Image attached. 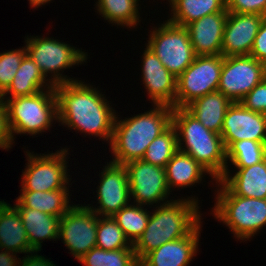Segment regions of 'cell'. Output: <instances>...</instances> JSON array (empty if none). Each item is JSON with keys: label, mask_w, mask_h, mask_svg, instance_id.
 I'll return each mask as SVG.
<instances>
[{"label": "cell", "mask_w": 266, "mask_h": 266, "mask_svg": "<svg viewBox=\"0 0 266 266\" xmlns=\"http://www.w3.org/2000/svg\"><path fill=\"white\" fill-rule=\"evenodd\" d=\"M96 247L102 250L133 248L112 216H99L96 231Z\"/></svg>", "instance_id": "33"}, {"label": "cell", "mask_w": 266, "mask_h": 266, "mask_svg": "<svg viewBox=\"0 0 266 266\" xmlns=\"http://www.w3.org/2000/svg\"><path fill=\"white\" fill-rule=\"evenodd\" d=\"M266 158V144L253 140L234 142L227 149V161L235 168L249 167Z\"/></svg>", "instance_id": "32"}, {"label": "cell", "mask_w": 266, "mask_h": 266, "mask_svg": "<svg viewBox=\"0 0 266 266\" xmlns=\"http://www.w3.org/2000/svg\"><path fill=\"white\" fill-rule=\"evenodd\" d=\"M0 266H19L21 259L18 257L17 253L0 250Z\"/></svg>", "instance_id": "40"}, {"label": "cell", "mask_w": 266, "mask_h": 266, "mask_svg": "<svg viewBox=\"0 0 266 266\" xmlns=\"http://www.w3.org/2000/svg\"><path fill=\"white\" fill-rule=\"evenodd\" d=\"M216 184V203L211 214L238 240L247 241L257 235L266 226V199L236 196L220 180Z\"/></svg>", "instance_id": "5"}, {"label": "cell", "mask_w": 266, "mask_h": 266, "mask_svg": "<svg viewBox=\"0 0 266 266\" xmlns=\"http://www.w3.org/2000/svg\"><path fill=\"white\" fill-rule=\"evenodd\" d=\"M53 87L54 86L51 84L49 79H46L40 71L39 66L29 55L26 54L11 85L3 93L2 99H12L18 96H30ZM7 94L11 95L8 96Z\"/></svg>", "instance_id": "24"}, {"label": "cell", "mask_w": 266, "mask_h": 266, "mask_svg": "<svg viewBox=\"0 0 266 266\" xmlns=\"http://www.w3.org/2000/svg\"><path fill=\"white\" fill-rule=\"evenodd\" d=\"M240 103L248 110L266 115V82L262 80Z\"/></svg>", "instance_id": "35"}, {"label": "cell", "mask_w": 266, "mask_h": 266, "mask_svg": "<svg viewBox=\"0 0 266 266\" xmlns=\"http://www.w3.org/2000/svg\"><path fill=\"white\" fill-rule=\"evenodd\" d=\"M104 166L99 173L100 185L96 188L97 204L100 206H86L99 216H113L131 201L128 172L124 164L110 161Z\"/></svg>", "instance_id": "14"}, {"label": "cell", "mask_w": 266, "mask_h": 266, "mask_svg": "<svg viewBox=\"0 0 266 266\" xmlns=\"http://www.w3.org/2000/svg\"><path fill=\"white\" fill-rule=\"evenodd\" d=\"M228 11L216 12L197 19L185 27L196 56L221 55L223 33Z\"/></svg>", "instance_id": "19"}, {"label": "cell", "mask_w": 266, "mask_h": 266, "mask_svg": "<svg viewBox=\"0 0 266 266\" xmlns=\"http://www.w3.org/2000/svg\"><path fill=\"white\" fill-rule=\"evenodd\" d=\"M144 207L135 203L132 205L131 202L112 216L132 245L145 231L151 215V212Z\"/></svg>", "instance_id": "29"}, {"label": "cell", "mask_w": 266, "mask_h": 266, "mask_svg": "<svg viewBox=\"0 0 266 266\" xmlns=\"http://www.w3.org/2000/svg\"><path fill=\"white\" fill-rule=\"evenodd\" d=\"M263 64V80L266 82V61Z\"/></svg>", "instance_id": "42"}, {"label": "cell", "mask_w": 266, "mask_h": 266, "mask_svg": "<svg viewBox=\"0 0 266 266\" xmlns=\"http://www.w3.org/2000/svg\"><path fill=\"white\" fill-rule=\"evenodd\" d=\"M12 132L9 126L8 111L5 102L0 100V148L7 151L14 143Z\"/></svg>", "instance_id": "37"}, {"label": "cell", "mask_w": 266, "mask_h": 266, "mask_svg": "<svg viewBox=\"0 0 266 266\" xmlns=\"http://www.w3.org/2000/svg\"><path fill=\"white\" fill-rule=\"evenodd\" d=\"M221 137L226 150L234 142L245 139L266 144V115L234 102L226 111Z\"/></svg>", "instance_id": "15"}, {"label": "cell", "mask_w": 266, "mask_h": 266, "mask_svg": "<svg viewBox=\"0 0 266 266\" xmlns=\"http://www.w3.org/2000/svg\"><path fill=\"white\" fill-rule=\"evenodd\" d=\"M172 125L179 151L190 155L213 180H220L229 167L221 135L207 129L186 108H173Z\"/></svg>", "instance_id": "4"}, {"label": "cell", "mask_w": 266, "mask_h": 266, "mask_svg": "<svg viewBox=\"0 0 266 266\" xmlns=\"http://www.w3.org/2000/svg\"><path fill=\"white\" fill-rule=\"evenodd\" d=\"M165 170L166 182L170 192L176 187L184 189L193 186L195 183L200 184L203 180V175L209 174L190 155L179 150L167 163Z\"/></svg>", "instance_id": "25"}, {"label": "cell", "mask_w": 266, "mask_h": 266, "mask_svg": "<svg viewBox=\"0 0 266 266\" xmlns=\"http://www.w3.org/2000/svg\"><path fill=\"white\" fill-rule=\"evenodd\" d=\"M22 219L29 244L34 251H41L44 240L59 239L60 218L25 206H14Z\"/></svg>", "instance_id": "22"}, {"label": "cell", "mask_w": 266, "mask_h": 266, "mask_svg": "<svg viewBox=\"0 0 266 266\" xmlns=\"http://www.w3.org/2000/svg\"><path fill=\"white\" fill-rule=\"evenodd\" d=\"M0 250L24 254L35 252L18 210L4 200L0 201Z\"/></svg>", "instance_id": "21"}, {"label": "cell", "mask_w": 266, "mask_h": 266, "mask_svg": "<svg viewBox=\"0 0 266 266\" xmlns=\"http://www.w3.org/2000/svg\"><path fill=\"white\" fill-rule=\"evenodd\" d=\"M27 54L26 47L0 53V90L4 93L11 85L20 64Z\"/></svg>", "instance_id": "34"}, {"label": "cell", "mask_w": 266, "mask_h": 266, "mask_svg": "<svg viewBox=\"0 0 266 266\" xmlns=\"http://www.w3.org/2000/svg\"><path fill=\"white\" fill-rule=\"evenodd\" d=\"M202 228L200 221L185 237L164 243L148 253L140 266H189L196 256Z\"/></svg>", "instance_id": "18"}, {"label": "cell", "mask_w": 266, "mask_h": 266, "mask_svg": "<svg viewBox=\"0 0 266 266\" xmlns=\"http://www.w3.org/2000/svg\"><path fill=\"white\" fill-rule=\"evenodd\" d=\"M69 189L21 191L14 206H25L61 218L72 206Z\"/></svg>", "instance_id": "26"}, {"label": "cell", "mask_w": 266, "mask_h": 266, "mask_svg": "<svg viewBox=\"0 0 266 266\" xmlns=\"http://www.w3.org/2000/svg\"><path fill=\"white\" fill-rule=\"evenodd\" d=\"M223 55L196 56L177 78L175 108H185L195 99L217 91Z\"/></svg>", "instance_id": "10"}, {"label": "cell", "mask_w": 266, "mask_h": 266, "mask_svg": "<svg viewBox=\"0 0 266 266\" xmlns=\"http://www.w3.org/2000/svg\"><path fill=\"white\" fill-rule=\"evenodd\" d=\"M69 148H61L54 153L34 154L26 151L27 165L24 169L20 191H54L69 189L71 181L67 168Z\"/></svg>", "instance_id": "9"}, {"label": "cell", "mask_w": 266, "mask_h": 266, "mask_svg": "<svg viewBox=\"0 0 266 266\" xmlns=\"http://www.w3.org/2000/svg\"><path fill=\"white\" fill-rule=\"evenodd\" d=\"M59 126L108 141L110 144L116 111L98 88L81 80L54 86Z\"/></svg>", "instance_id": "1"}, {"label": "cell", "mask_w": 266, "mask_h": 266, "mask_svg": "<svg viewBox=\"0 0 266 266\" xmlns=\"http://www.w3.org/2000/svg\"><path fill=\"white\" fill-rule=\"evenodd\" d=\"M37 253L38 252L35 251L22 257L23 259H21L19 266H56L52 261Z\"/></svg>", "instance_id": "39"}, {"label": "cell", "mask_w": 266, "mask_h": 266, "mask_svg": "<svg viewBox=\"0 0 266 266\" xmlns=\"http://www.w3.org/2000/svg\"><path fill=\"white\" fill-rule=\"evenodd\" d=\"M231 104L223 93L215 91L195 99L185 108L207 129L221 135L225 114Z\"/></svg>", "instance_id": "23"}, {"label": "cell", "mask_w": 266, "mask_h": 266, "mask_svg": "<svg viewBox=\"0 0 266 266\" xmlns=\"http://www.w3.org/2000/svg\"><path fill=\"white\" fill-rule=\"evenodd\" d=\"M250 56L261 63L266 61V17L263 18L260 24Z\"/></svg>", "instance_id": "38"}, {"label": "cell", "mask_w": 266, "mask_h": 266, "mask_svg": "<svg viewBox=\"0 0 266 266\" xmlns=\"http://www.w3.org/2000/svg\"><path fill=\"white\" fill-rule=\"evenodd\" d=\"M198 203V198L181 197L156 206L145 231L133 244L138 261L164 243L185 237L201 221Z\"/></svg>", "instance_id": "3"}, {"label": "cell", "mask_w": 266, "mask_h": 266, "mask_svg": "<svg viewBox=\"0 0 266 266\" xmlns=\"http://www.w3.org/2000/svg\"><path fill=\"white\" fill-rule=\"evenodd\" d=\"M265 16L228 12L224 26L221 55H250L260 24Z\"/></svg>", "instance_id": "16"}, {"label": "cell", "mask_w": 266, "mask_h": 266, "mask_svg": "<svg viewBox=\"0 0 266 266\" xmlns=\"http://www.w3.org/2000/svg\"><path fill=\"white\" fill-rule=\"evenodd\" d=\"M26 38L27 55L39 66L45 78L48 73H51L49 81L53 86L77 81L74 78H68L67 75H62V73L64 69L84 64L88 56L86 52L54 39V37L27 36Z\"/></svg>", "instance_id": "7"}, {"label": "cell", "mask_w": 266, "mask_h": 266, "mask_svg": "<svg viewBox=\"0 0 266 266\" xmlns=\"http://www.w3.org/2000/svg\"><path fill=\"white\" fill-rule=\"evenodd\" d=\"M2 100L6 104L13 138L16 134L35 136L46 132L45 130H50L54 120L58 121L54 87L34 95Z\"/></svg>", "instance_id": "6"}, {"label": "cell", "mask_w": 266, "mask_h": 266, "mask_svg": "<svg viewBox=\"0 0 266 266\" xmlns=\"http://www.w3.org/2000/svg\"><path fill=\"white\" fill-rule=\"evenodd\" d=\"M151 30L146 46L178 78L196 57L186 27L167 20Z\"/></svg>", "instance_id": "8"}, {"label": "cell", "mask_w": 266, "mask_h": 266, "mask_svg": "<svg viewBox=\"0 0 266 266\" xmlns=\"http://www.w3.org/2000/svg\"><path fill=\"white\" fill-rule=\"evenodd\" d=\"M226 10L232 13H250L266 17V0H226Z\"/></svg>", "instance_id": "36"}, {"label": "cell", "mask_w": 266, "mask_h": 266, "mask_svg": "<svg viewBox=\"0 0 266 266\" xmlns=\"http://www.w3.org/2000/svg\"><path fill=\"white\" fill-rule=\"evenodd\" d=\"M169 4L172 16L167 20L184 27L206 15L226 9V0H170Z\"/></svg>", "instance_id": "27"}, {"label": "cell", "mask_w": 266, "mask_h": 266, "mask_svg": "<svg viewBox=\"0 0 266 266\" xmlns=\"http://www.w3.org/2000/svg\"><path fill=\"white\" fill-rule=\"evenodd\" d=\"M125 166L133 203L152 207L155 203L164 204L171 201V199L167 200L170 190L167 186L164 167L149 164L142 159L129 161Z\"/></svg>", "instance_id": "13"}, {"label": "cell", "mask_w": 266, "mask_h": 266, "mask_svg": "<svg viewBox=\"0 0 266 266\" xmlns=\"http://www.w3.org/2000/svg\"><path fill=\"white\" fill-rule=\"evenodd\" d=\"M178 150L176 130L171 124L150 143L142 160L149 164L165 168Z\"/></svg>", "instance_id": "31"}, {"label": "cell", "mask_w": 266, "mask_h": 266, "mask_svg": "<svg viewBox=\"0 0 266 266\" xmlns=\"http://www.w3.org/2000/svg\"><path fill=\"white\" fill-rule=\"evenodd\" d=\"M99 215L88 206L73 205L61 218L59 239L70 253L79 260L96 247V231Z\"/></svg>", "instance_id": "11"}, {"label": "cell", "mask_w": 266, "mask_h": 266, "mask_svg": "<svg viewBox=\"0 0 266 266\" xmlns=\"http://www.w3.org/2000/svg\"><path fill=\"white\" fill-rule=\"evenodd\" d=\"M153 108L134 117L119 120L116 115L110 142L113 158L111 162L126 164L141 160L150 143L172 124L173 108L152 104Z\"/></svg>", "instance_id": "2"}, {"label": "cell", "mask_w": 266, "mask_h": 266, "mask_svg": "<svg viewBox=\"0 0 266 266\" xmlns=\"http://www.w3.org/2000/svg\"><path fill=\"white\" fill-rule=\"evenodd\" d=\"M138 1L140 0H98L95 8L109 24L133 28L141 21Z\"/></svg>", "instance_id": "28"}, {"label": "cell", "mask_w": 266, "mask_h": 266, "mask_svg": "<svg viewBox=\"0 0 266 266\" xmlns=\"http://www.w3.org/2000/svg\"><path fill=\"white\" fill-rule=\"evenodd\" d=\"M236 169L234 175L227 169L220 181L236 196L266 199V158L252 166Z\"/></svg>", "instance_id": "20"}, {"label": "cell", "mask_w": 266, "mask_h": 266, "mask_svg": "<svg viewBox=\"0 0 266 266\" xmlns=\"http://www.w3.org/2000/svg\"><path fill=\"white\" fill-rule=\"evenodd\" d=\"M3 92L0 90V100L2 99Z\"/></svg>", "instance_id": "43"}, {"label": "cell", "mask_w": 266, "mask_h": 266, "mask_svg": "<svg viewBox=\"0 0 266 266\" xmlns=\"http://www.w3.org/2000/svg\"><path fill=\"white\" fill-rule=\"evenodd\" d=\"M263 80V64L250 55L223 56L217 91L232 103L240 102Z\"/></svg>", "instance_id": "12"}, {"label": "cell", "mask_w": 266, "mask_h": 266, "mask_svg": "<svg viewBox=\"0 0 266 266\" xmlns=\"http://www.w3.org/2000/svg\"><path fill=\"white\" fill-rule=\"evenodd\" d=\"M78 261L84 266H140L133 248L102 250L94 247Z\"/></svg>", "instance_id": "30"}, {"label": "cell", "mask_w": 266, "mask_h": 266, "mask_svg": "<svg viewBox=\"0 0 266 266\" xmlns=\"http://www.w3.org/2000/svg\"><path fill=\"white\" fill-rule=\"evenodd\" d=\"M29 4L33 8H39L41 5H45L46 3H50L52 0H28Z\"/></svg>", "instance_id": "41"}, {"label": "cell", "mask_w": 266, "mask_h": 266, "mask_svg": "<svg viewBox=\"0 0 266 266\" xmlns=\"http://www.w3.org/2000/svg\"><path fill=\"white\" fill-rule=\"evenodd\" d=\"M142 58V81L152 103L175 108L177 78L164 67L147 46Z\"/></svg>", "instance_id": "17"}]
</instances>
